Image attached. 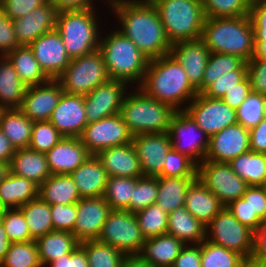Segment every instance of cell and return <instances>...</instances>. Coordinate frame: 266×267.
<instances>
[{
	"label": "cell",
	"instance_id": "cell-1",
	"mask_svg": "<svg viewBox=\"0 0 266 267\" xmlns=\"http://www.w3.org/2000/svg\"><path fill=\"white\" fill-rule=\"evenodd\" d=\"M116 15L120 31L149 60L168 55L172 47L159 13L149 0H113L109 7Z\"/></svg>",
	"mask_w": 266,
	"mask_h": 267
},
{
	"label": "cell",
	"instance_id": "cell-2",
	"mask_svg": "<svg viewBox=\"0 0 266 267\" xmlns=\"http://www.w3.org/2000/svg\"><path fill=\"white\" fill-rule=\"evenodd\" d=\"M138 87L147 96L169 104L176 111L184 110L186 103L189 104L198 94L184 68L170 54L149 61Z\"/></svg>",
	"mask_w": 266,
	"mask_h": 267
},
{
	"label": "cell",
	"instance_id": "cell-3",
	"mask_svg": "<svg viewBox=\"0 0 266 267\" xmlns=\"http://www.w3.org/2000/svg\"><path fill=\"white\" fill-rule=\"evenodd\" d=\"M201 39L210 53L236 55L245 62L254 54V30L249 16L206 18Z\"/></svg>",
	"mask_w": 266,
	"mask_h": 267
},
{
	"label": "cell",
	"instance_id": "cell-4",
	"mask_svg": "<svg viewBox=\"0 0 266 267\" xmlns=\"http://www.w3.org/2000/svg\"><path fill=\"white\" fill-rule=\"evenodd\" d=\"M110 79L138 87L144 78L149 59L118 29L100 37L99 49Z\"/></svg>",
	"mask_w": 266,
	"mask_h": 267
},
{
	"label": "cell",
	"instance_id": "cell-5",
	"mask_svg": "<svg viewBox=\"0 0 266 267\" xmlns=\"http://www.w3.org/2000/svg\"><path fill=\"white\" fill-rule=\"evenodd\" d=\"M134 91L127 92L120 110L132 135L168 132L176 110L167 103L147 96L139 87Z\"/></svg>",
	"mask_w": 266,
	"mask_h": 267
},
{
	"label": "cell",
	"instance_id": "cell-6",
	"mask_svg": "<svg viewBox=\"0 0 266 267\" xmlns=\"http://www.w3.org/2000/svg\"><path fill=\"white\" fill-rule=\"evenodd\" d=\"M157 9L171 44L200 39L206 20L201 0H149Z\"/></svg>",
	"mask_w": 266,
	"mask_h": 267
},
{
	"label": "cell",
	"instance_id": "cell-7",
	"mask_svg": "<svg viewBox=\"0 0 266 267\" xmlns=\"http://www.w3.org/2000/svg\"><path fill=\"white\" fill-rule=\"evenodd\" d=\"M97 19L95 9L58 12L56 30L60 33L71 59L99 49L101 35Z\"/></svg>",
	"mask_w": 266,
	"mask_h": 267
},
{
	"label": "cell",
	"instance_id": "cell-8",
	"mask_svg": "<svg viewBox=\"0 0 266 267\" xmlns=\"http://www.w3.org/2000/svg\"><path fill=\"white\" fill-rule=\"evenodd\" d=\"M63 92L85 96L110 80L102 54L96 50L71 59L68 67L56 79Z\"/></svg>",
	"mask_w": 266,
	"mask_h": 267
},
{
	"label": "cell",
	"instance_id": "cell-9",
	"mask_svg": "<svg viewBox=\"0 0 266 267\" xmlns=\"http://www.w3.org/2000/svg\"><path fill=\"white\" fill-rule=\"evenodd\" d=\"M97 240L109 244L125 255H138L146 239L142 235L135 213L111 210Z\"/></svg>",
	"mask_w": 266,
	"mask_h": 267
},
{
	"label": "cell",
	"instance_id": "cell-10",
	"mask_svg": "<svg viewBox=\"0 0 266 267\" xmlns=\"http://www.w3.org/2000/svg\"><path fill=\"white\" fill-rule=\"evenodd\" d=\"M206 240L236 251L247 261L250 260L253 251V231L241 224L224 207L206 226Z\"/></svg>",
	"mask_w": 266,
	"mask_h": 267
},
{
	"label": "cell",
	"instance_id": "cell-11",
	"mask_svg": "<svg viewBox=\"0 0 266 267\" xmlns=\"http://www.w3.org/2000/svg\"><path fill=\"white\" fill-rule=\"evenodd\" d=\"M167 133L174 150L186 155L197 166L205 160L210 138L184 110L173 114Z\"/></svg>",
	"mask_w": 266,
	"mask_h": 267
},
{
	"label": "cell",
	"instance_id": "cell-12",
	"mask_svg": "<svg viewBox=\"0 0 266 267\" xmlns=\"http://www.w3.org/2000/svg\"><path fill=\"white\" fill-rule=\"evenodd\" d=\"M197 178L220 200L224 207L242 198L249 187L228 163H218L207 159L197 166Z\"/></svg>",
	"mask_w": 266,
	"mask_h": 267
},
{
	"label": "cell",
	"instance_id": "cell-13",
	"mask_svg": "<svg viewBox=\"0 0 266 267\" xmlns=\"http://www.w3.org/2000/svg\"><path fill=\"white\" fill-rule=\"evenodd\" d=\"M184 111L209 136L237 122L236 110L221 99H214L198 93Z\"/></svg>",
	"mask_w": 266,
	"mask_h": 267
},
{
	"label": "cell",
	"instance_id": "cell-14",
	"mask_svg": "<svg viewBox=\"0 0 266 267\" xmlns=\"http://www.w3.org/2000/svg\"><path fill=\"white\" fill-rule=\"evenodd\" d=\"M91 155L109 147L132 142L133 135L120 113L88 123L79 137Z\"/></svg>",
	"mask_w": 266,
	"mask_h": 267
},
{
	"label": "cell",
	"instance_id": "cell-15",
	"mask_svg": "<svg viewBox=\"0 0 266 267\" xmlns=\"http://www.w3.org/2000/svg\"><path fill=\"white\" fill-rule=\"evenodd\" d=\"M128 83L110 79L84 96L88 123L120 113Z\"/></svg>",
	"mask_w": 266,
	"mask_h": 267
},
{
	"label": "cell",
	"instance_id": "cell-16",
	"mask_svg": "<svg viewBox=\"0 0 266 267\" xmlns=\"http://www.w3.org/2000/svg\"><path fill=\"white\" fill-rule=\"evenodd\" d=\"M28 46L41 69L50 79H57L70 64L71 58L68 56L63 39L56 29L39 36Z\"/></svg>",
	"mask_w": 266,
	"mask_h": 267
},
{
	"label": "cell",
	"instance_id": "cell-17",
	"mask_svg": "<svg viewBox=\"0 0 266 267\" xmlns=\"http://www.w3.org/2000/svg\"><path fill=\"white\" fill-rule=\"evenodd\" d=\"M63 89L56 79L26 87L19 110L30 120L48 121L59 103Z\"/></svg>",
	"mask_w": 266,
	"mask_h": 267
},
{
	"label": "cell",
	"instance_id": "cell-18",
	"mask_svg": "<svg viewBox=\"0 0 266 267\" xmlns=\"http://www.w3.org/2000/svg\"><path fill=\"white\" fill-rule=\"evenodd\" d=\"M132 144L139 158L143 176L157 177L163 169L167 153L172 148L168 133L134 135Z\"/></svg>",
	"mask_w": 266,
	"mask_h": 267
},
{
	"label": "cell",
	"instance_id": "cell-19",
	"mask_svg": "<svg viewBox=\"0 0 266 267\" xmlns=\"http://www.w3.org/2000/svg\"><path fill=\"white\" fill-rule=\"evenodd\" d=\"M248 151H250L249 130L236 123L210 137L205 159L229 163Z\"/></svg>",
	"mask_w": 266,
	"mask_h": 267
},
{
	"label": "cell",
	"instance_id": "cell-20",
	"mask_svg": "<svg viewBox=\"0 0 266 267\" xmlns=\"http://www.w3.org/2000/svg\"><path fill=\"white\" fill-rule=\"evenodd\" d=\"M110 211V206L103 196L81 198L77 202V217L72 231L75 239L79 243L97 240Z\"/></svg>",
	"mask_w": 266,
	"mask_h": 267
},
{
	"label": "cell",
	"instance_id": "cell-21",
	"mask_svg": "<svg viewBox=\"0 0 266 267\" xmlns=\"http://www.w3.org/2000/svg\"><path fill=\"white\" fill-rule=\"evenodd\" d=\"M49 121L64 137H80L88 124L83 95L63 92Z\"/></svg>",
	"mask_w": 266,
	"mask_h": 267
},
{
	"label": "cell",
	"instance_id": "cell-22",
	"mask_svg": "<svg viewBox=\"0 0 266 267\" xmlns=\"http://www.w3.org/2000/svg\"><path fill=\"white\" fill-rule=\"evenodd\" d=\"M169 54L184 68L190 84L202 93L203 73L210 54L204 41L200 38L173 43Z\"/></svg>",
	"mask_w": 266,
	"mask_h": 267
},
{
	"label": "cell",
	"instance_id": "cell-23",
	"mask_svg": "<svg viewBox=\"0 0 266 267\" xmlns=\"http://www.w3.org/2000/svg\"><path fill=\"white\" fill-rule=\"evenodd\" d=\"M58 10L48 1L25 17L13 20L19 45L28 46L44 33L56 29Z\"/></svg>",
	"mask_w": 266,
	"mask_h": 267
},
{
	"label": "cell",
	"instance_id": "cell-24",
	"mask_svg": "<svg viewBox=\"0 0 266 267\" xmlns=\"http://www.w3.org/2000/svg\"><path fill=\"white\" fill-rule=\"evenodd\" d=\"M45 155L51 174H70L91 156L78 137H63Z\"/></svg>",
	"mask_w": 266,
	"mask_h": 267
},
{
	"label": "cell",
	"instance_id": "cell-25",
	"mask_svg": "<svg viewBox=\"0 0 266 267\" xmlns=\"http://www.w3.org/2000/svg\"><path fill=\"white\" fill-rule=\"evenodd\" d=\"M96 157L101 161L108 177H143L139 158L132 142L104 149Z\"/></svg>",
	"mask_w": 266,
	"mask_h": 267
},
{
	"label": "cell",
	"instance_id": "cell-26",
	"mask_svg": "<svg viewBox=\"0 0 266 267\" xmlns=\"http://www.w3.org/2000/svg\"><path fill=\"white\" fill-rule=\"evenodd\" d=\"M70 175L81 198H97L104 195L108 175L96 155H91Z\"/></svg>",
	"mask_w": 266,
	"mask_h": 267
},
{
	"label": "cell",
	"instance_id": "cell-27",
	"mask_svg": "<svg viewBox=\"0 0 266 267\" xmlns=\"http://www.w3.org/2000/svg\"><path fill=\"white\" fill-rule=\"evenodd\" d=\"M9 172L32 181L38 187L51 175L46 155L30 148L16 149Z\"/></svg>",
	"mask_w": 266,
	"mask_h": 267
},
{
	"label": "cell",
	"instance_id": "cell-28",
	"mask_svg": "<svg viewBox=\"0 0 266 267\" xmlns=\"http://www.w3.org/2000/svg\"><path fill=\"white\" fill-rule=\"evenodd\" d=\"M185 207L205 227L224 208L220 200L198 178L187 190Z\"/></svg>",
	"mask_w": 266,
	"mask_h": 267
},
{
	"label": "cell",
	"instance_id": "cell-29",
	"mask_svg": "<svg viewBox=\"0 0 266 267\" xmlns=\"http://www.w3.org/2000/svg\"><path fill=\"white\" fill-rule=\"evenodd\" d=\"M183 246L175 236L164 234L147 238L138 255L151 267H171Z\"/></svg>",
	"mask_w": 266,
	"mask_h": 267
},
{
	"label": "cell",
	"instance_id": "cell-30",
	"mask_svg": "<svg viewBox=\"0 0 266 267\" xmlns=\"http://www.w3.org/2000/svg\"><path fill=\"white\" fill-rule=\"evenodd\" d=\"M38 190L39 187L32 181L8 172L0 183V207L20 208L23 204L37 198Z\"/></svg>",
	"mask_w": 266,
	"mask_h": 267
},
{
	"label": "cell",
	"instance_id": "cell-31",
	"mask_svg": "<svg viewBox=\"0 0 266 267\" xmlns=\"http://www.w3.org/2000/svg\"><path fill=\"white\" fill-rule=\"evenodd\" d=\"M167 234L175 236L184 245L200 244L206 237V227L186 207L168 214Z\"/></svg>",
	"mask_w": 266,
	"mask_h": 267
},
{
	"label": "cell",
	"instance_id": "cell-32",
	"mask_svg": "<svg viewBox=\"0 0 266 267\" xmlns=\"http://www.w3.org/2000/svg\"><path fill=\"white\" fill-rule=\"evenodd\" d=\"M38 196L50 205L75 204L81 199L70 174H51L39 186Z\"/></svg>",
	"mask_w": 266,
	"mask_h": 267
},
{
	"label": "cell",
	"instance_id": "cell-33",
	"mask_svg": "<svg viewBox=\"0 0 266 267\" xmlns=\"http://www.w3.org/2000/svg\"><path fill=\"white\" fill-rule=\"evenodd\" d=\"M26 87L9 59L0 56V108L19 109Z\"/></svg>",
	"mask_w": 266,
	"mask_h": 267
},
{
	"label": "cell",
	"instance_id": "cell-34",
	"mask_svg": "<svg viewBox=\"0 0 266 267\" xmlns=\"http://www.w3.org/2000/svg\"><path fill=\"white\" fill-rule=\"evenodd\" d=\"M197 177H158L156 204L166 213L184 207L186 193Z\"/></svg>",
	"mask_w": 266,
	"mask_h": 267
},
{
	"label": "cell",
	"instance_id": "cell-35",
	"mask_svg": "<svg viewBox=\"0 0 266 267\" xmlns=\"http://www.w3.org/2000/svg\"><path fill=\"white\" fill-rule=\"evenodd\" d=\"M33 123L34 121L19 109H1L0 111V129L15 149L28 148Z\"/></svg>",
	"mask_w": 266,
	"mask_h": 267
},
{
	"label": "cell",
	"instance_id": "cell-36",
	"mask_svg": "<svg viewBox=\"0 0 266 267\" xmlns=\"http://www.w3.org/2000/svg\"><path fill=\"white\" fill-rule=\"evenodd\" d=\"M20 80L28 87L46 83L50 78L41 69L29 46L20 45L5 55Z\"/></svg>",
	"mask_w": 266,
	"mask_h": 267
},
{
	"label": "cell",
	"instance_id": "cell-37",
	"mask_svg": "<svg viewBox=\"0 0 266 267\" xmlns=\"http://www.w3.org/2000/svg\"><path fill=\"white\" fill-rule=\"evenodd\" d=\"M35 242L42 267H48L60 256L70 254L79 245L73 233L56 230L39 237Z\"/></svg>",
	"mask_w": 266,
	"mask_h": 267
},
{
	"label": "cell",
	"instance_id": "cell-38",
	"mask_svg": "<svg viewBox=\"0 0 266 267\" xmlns=\"http://www.w3.org/2000/svg\"><path fill=\"white\" fill-rule=\"evenodd\" d=\"M228 164L249 186H266V153L250 150Z\"/></svg>",
	"mask_w": 266,
	"mask_h": 267
},
{
	"label": "cell",
	"instance_id": "cell-39",
	"mask_svg": "<svg viewBox=\"0 0 266 267\" xmlns=\"http://www.w3.org/2000/svg\"><path fill=\"white\" fill-rule=\"evenodd\" d=\"M33 240L54 231L50 204L39 196L20 207Z\"/></svg>",
	"mask_w": 266,
	"mask_h": 267
},
{
	"label": "cell",
	"instance_id": "cell-40",
	"mask_svg": "<svg viewBox=\"0 0 266 267\" xmlns=\"http://www.w3.org/2000/svg\"><path fill=\"white\" fill-rule=\"evenodd\" d=\"M201 267H249V264L238 252L205 239L201 242Z\"/></svg>",
	"mask_w": 266,
	"mask_h": 267
},
{
	"label": "cell",
	"instance_id": "cell-41",
	"mask_svg": "<svg viewBox=\"0 0 266 267\" xmlns=\"http://www.w3.org/2000/svg\"><path fill=\"white\" fill-rule=\"evenodd\" d=\"M139 178L119 176H109L107 178L103 197L109 204L111 210L129 211V201Z\"/></svg>",
	"mask_w": 266,
	"mask_h": 267
},
{
	"label": "cell",
	"instance_id": "cell-42",
	"mask_svg": "<svg viewBox=\"0 0 266 267\" xmlns=\"http://www.w3.org/2000/svg\"><path fill=\"white\" fill-rule=\"evenodd\" d=\"M244 63L236 55L210 53L203 73L202 92L219 77L233 75V71H237Z\"/></svg>",
	"mask_w": 266,
	"mask_h": 267
},
{
	"label": "cell",
	"instance_id": "cell-43",
	"mask_svg": "<svg viewBox=\"0 0 266 267\" xmlns=\"http://www.w3.org/2000/svg\"><path fill=\"white\" fill-rule=\"evenodd\" d=\"M79 245L87 255L89 267H120L126 256L120 250L98 240L84 241Z\"/></svg>",
	"mask_w": 266,
	"mask_h": 267
},
{
	"label": "cell",
	"instance_id": "cell-44",
	"mask_svg": "<svg viewBox=\"0 0 266 267\" xmlns=\"http://www.w3.org/2000/svg\"><path fill=\"white\" fill-rule=\"evenodd\" d=\"M0 267H42L35 240L11 243Z\"/></svg>",
	"mask_w": 266,
	"mask_h": 267
},
{
	"label": "cell",
	"instance_id": "cell-45",
	"mask_svg": "<svg viewBox=\"0 0 266 267\" xmlns=\"http://www.w3.org/2000/svg\"><path fill=\"white\" fill-rule=\"evenodd\" d=\"M145 239L167 234L168 213L156 203L135 213Z\"/></svg>",
	"mask_w": 266,
	"mask_h": 267
},
{
	"label": "cell",
	"instance_id": "cell-46",
	"mask_svg": "<svg viewBox=\"0 0 266 267\" xmlns=\"http://www.w3.org/2000/svg\"><path fill=\"white\" fill-rule=\"evenodd\" d=\"M237 122L250 130L266 116V96L251 91L244 102L236 109Z\"/></svg>",
	"mask_w": 266,
	"mask_h": 267
},
{
	"label": "cell",
	"instance_id": "cell-47",
	"mask_svg": "<svg viewBox=\"0 0 266 267\" xmlns=\"http://www.w3.org/2000/svg\"><path fill=\"white\" fill-rule=\"evenodd\" d=\"M206 18L249 16L248 0H201Z\"/></svg>",
	"mask_w": 266,
	"mask_h": 267
},
{
	"label": "cell",
	"instance_id": "cell-48",
	"mask_svg": "<svg viewBox=\"0 0 266 267\" xmlns=\"http://www.w3.org/2000/svg\"><path fill=\"white\" fill-rule=\"evenodd\" d=\"M158 194V177H140L129 201V212L136 213L155 204Z\"/></svg>",
	"mask_w": 266,
	"mask_h": 267
},
{
	"label": "cell",
	"instance_id": "cell-49",
	"mask_svg": "<svg viewBox=\"0 0 266 267\" xmlns=\"http://www.w3.org/2000/svg\"><path fill=\"white\" fill-rule=\"evenodd\" d=\"M63 137L49 120L37 121L33 123L31 141L28 148L46 154Z\"/></svg>",
	"mask_w": 266,
	"mask_h": 267
},
{
	"label": "cell",
	"instance_id": "cell-50",
	"mask_svg": "<svg viewBox=\"0 0 266 267\" xmlns=\"http://www.w3.org/2000/svg\"><path fill=\"white\" fill-rule=\"evenodd\" d=\"M165 160L163 169L157 177H197V165L173 148L169 150Z\"/></svg>",
	"mask_w": 266,
	"mask_h": 267
},
{
	"label": "cell",
	"instance_id": "cell-51",
	"mask_svg": "<svg viewBox=\"0 0 266 267\" xmlns=\"http://www.w3.org/2000/svg\"><path fill=\"white\" fill-rule=\"evenodd\" d=\"M2 224L11 243L33 241L20 208L5 209Z\"/></svg>",
	"mask_w": 266,
	"mask_h": 267
},
{
	"label": "cell",
	"instance_id": "cell-52",
	"mask_svg": "<svg viewBox=\"0 0 266 267\" xmlns=\"http://www.w3.org/2000/svg\"><path fill=\"white\" fill-rule=\"evenodd\" d=\"M246 76L247 64L245 62L237 71H233V75L219 77L215 82L210 84L202 94L210 98L221 99L228 90L234 87H240V82Z\"/></svg>",
	"mask_w": 266,
	"mask_h": 267
},
{
	"label": "cell",
	"instance_id": "cell-53",
	"mask_svg": "<svg viewBox=\"0 0 266 267\" xmlns=\"http://www.w3.org/2000/svg\"><path fill=\"white\" fill-rule=\"evenodd\" d=\"M53 228L72 233L77 217V203L50 205Z\"/></svg>",
	"mask_w": 266,
	"mask_h": 267
},
{
	"label": "cell",
	"instance_id": "cell-54",
	"mask_svg": "<svg viewBox=\"0 0 266 267\" xmlns=\"http://www.w3.org/2000/svg\"><path fill=\"white\" fill-rule=\"evenodd\" d=\"M49 0H0V8L12 21L25 17Z\"/></svg>",
	"mask_w": 266,
	"mask_h": 267
},
{
	"label": "cell",
	"instance_id": "cell-55",
	"mask_svg": "<svg viewBox=\"0 0 266 267\" xmlns=\"http://www.w3.org/2000/svg\"><path fill=\"white\" fill-rule=\"evenodd\" d=\"M227 208L241 224L247 226L253 232L260 230L262 220L256 213H252L248 202L243 198L231 202Z\"/></svg>",
	"mask_w": 266,
	"mask_h": 267
},
{
	"label": "cell",
	"instance_id": "cell-56",
	"mask_svg": "<svg viewBox=\"0 0 266 267\" xmlns=\"http://www.w3.org/2000/svg\"><path fill=\"white\" fill-rule=\"evenodd\" d=\"M246 64L252 91L266 96V60L250 59Z\"/></svg>",
	"mask_w": 266,
	"mask_h": 267
},
{
	"label": "cell",
	"instance_id": "cell-57",
	"mask_svg": "<svg viewBox=\"0 0 266 267\" xmlns=\"http://www.w3.org/2000/svg\"><path fill=\"white\" fill-rule=\"evenodd\" d=\"M249 17L254 30V41H266V0L251 2Z\"/></svg>",
	"mask_w": 266,
	"mask_h": 267
},
{
	"label": "cell",
	"instance_id": "cell-58",
	"mask_svg": "<svg viewBox=\"0 0 266 267\" xmlns=\"http://www.w3.org/2000/svg\"><path fill=\"white\" fill-rule=\"evenodd\" d=\"M19 46L13 22L0 8V56H5Z\"/></svg>",
	"mask_w": 266,
	"mask_h": 267
},
{
	"label": "cell",
	"instance_id": "cell-59",
	"mask_svg": "<svg viewBox=\"0 0 266 267\" xmlns=\"http://www.w3.org/2000/svg\"><path fill=\"white\" fill-rule=\"evenodd\" d=\"M248 264L249 267H266V223L253 232V251Z\"/></svg>",
	"mask_w": 266,
	"mask_h": 267
},
{
	"label": "cell",
	"instance_id": "cell-60",
	"mask_svg": "<svg viewBox=\"0 0 266 267\" xmlns=\"http://www.w3.org/2000/svg\"><path fill=\"white\" fill-rule=\"evenodd\" d=\"M242 198L248 202L252 213L262 220L266 210V186H249Z\"/></svg>",
	"mask_w": 266,
	"mask_h": 267
},
{
	"label": "cell",
	"instance_id": "cell-61",
	"mask_svg": "<svg viewBox=\"0 0 266 267\" xmlns=\"http://www.w3.org/2000/svg\"><path fill=\"white\" fill-rule=\"evenodd\" d=\"M171 267H201V243L184 245Z\"/></svg>",
	"mask_w": 266,
	"mask_h": 267
},
{
	"label": "cell",
	"instance_id": "cell-62",
	"mask_svg": "<svg viewBox=\"0 0 266 267\" xmlns=\"http://www.w3.org/2000/svg\"><path fill=\"white\" fill-rule=\"evenodd\" d=\"M50 267H89L84 249L78 245L70 254L62 255L50 262Z\"/></svg>",
	"mask_w": 266,
	"mask_h": 267
},
{
	"label": "cell",
	"instance_id": "cell-63",
	"mask_svg": "<svg viewBox=\"0 0 266 267\" xmlns=\"http://www.w3.org/2000/svg\"><path fill=\"white\" fill-rule=\"evenodd\" d=\"M252 91L250 80L246 76L241 82L240 87H234L228 90L221 100L233 109H237Z\"/></svg>",
	"mask_w": 266,
	"mask_h": 267
},
{
	"label": "cell",
	"instance_id": "cell-64",
	"mask_svg": "<svg viewBox=\"0 0 266 267\" xmlns=\"http://www.w3.org/2000/svg\"><path fill=\"white\" fill-rule=\"evenodd\" d=\"M249 142L251 151L266 153V116L249 130Z\"/></svg>",
	"mask_w": 266,
	"mask_h": 267
},
{
	"label": "cell",
	"instance_id": "cell-65",
	"mask_svg": "<svg viewBox=\"0 0 266 267\" xmlns=\"http://www.w3.org/2000/svg\"><path fill=\"white\" fill-rule=\"evenodd\" d=\"M94 0H49V2L58 10L61 11H72V10H84L94 9ZM108 1V2H107ZM108 6H111L113 0H106Z\"/></svg>",
	"mask_w": 266,
	"mask_h": 267
},
{
	"label": "cell",
	"instance_id": "cell-66",
	"mask_svg": "<svg viewBox=\"0 0 266 267\" xmlns=\"http://www.w3.org/2000/svg\"><path fill=\"white\" fill-rule=\"evenodd\" d=\"M16 149L11 141L7 139L3 131L0 129V162L10 164L11 158Z\"/></svg>",
	"mask_w": 266,
	"mask_h": 267
},
{
	"label": "cell",
	"instance_id": "cell-67",
	"mask_svg": "<svg viewBox=\"0 0 266 267\" xmlns=\"http://www.w3.org/2000/svg\"><path fill=\"white\" fill-rule=\"evenodd\" d=\"M120 267H151L139 255H126Z\"/></svg>",
	"mask_w": 266,
	"mask_h": 267
},
{
	"label": "cell",
	"instance_id": "cell-68",
	"mask_svg": "<svg viewBox=\"0 0 266 267\" xmlns=\"http://www.w3.org/2000/svg\"><path fill=\"white\" fill-rule=\"evenodd\" d=\"M11 242L8 239V236L5 232L3 224H0V262L5 257V254L8 252Z\"/></svg>",
	"mask_w": 266,
	"mask_h": 267
},
{
	"label": "cell",
	"instance_id": "cell-69",
	"mask_svg": "<svg viewBox=\"0 0 266 267\" xmlns=\"http://www.w3.org/2000/svg\"><path fill=\"white\" fill-rule=\"evenodd\" d=\"M254 54L251 59L266 60V41H254Z\"/></svg>",
	"mask_w": 266,
	"mask_h": 267
},
{
	"label": "cell",
	"instance_id": "cell-70",
	"mask_svg": "<svg viewBox=\"0 0 266 267\" xmlns=\"http://www.w3.org/2000/svg\"><path fill=\"white\" fill-rule=\"evenodd\" d=\"M9 172V164L0 162V183Z\"/></svg>",
	"mask_w": 266,
	"mask_h": 267
},
{
	"label": "cell",
	"instance_id": "cell-71",
	"mask_svg": "<svg viewBox=\"0 0 266 267\" xmlns=\"http://www.w3.org/2000/svg\"><path fill=\"white\" fill-rule=\"evenodd\" d=\"M4 210L5 209L0 207V224L2 223V217H3Z\"/></svg>",
	"mask_w": 266,
	"mask_h": 267
},
{
	"label": "cell",
	"instance_id": "cell-72",
	"mask_svg": "<svg viewBox=\"0 0 266 267\" xmlns=\"http://www.w3.org/2000/svg\"><path fill=\"white\" fill-rule=\"evenodd\" d=\"M262 223H266V210H265L264 218L262 219Z\"/></svg>",
	"mask_w": 266,
	"mask_h": 267
},
{
	"label": "cell",
	"instance_id": "cell-73",
	"mask_svg": "<svg viewBox=\"0 0 266 267\" xmlns=\"http://www.w3.org/2000/svg\"><path fill=\"white\" fill-rule=\"evenodd\" d=\"M248 1L251 3V2L260 1V0H248Z\"/></svg>",
	"mask_w": 266,
	"mask_h": 267
}]
</instances>
